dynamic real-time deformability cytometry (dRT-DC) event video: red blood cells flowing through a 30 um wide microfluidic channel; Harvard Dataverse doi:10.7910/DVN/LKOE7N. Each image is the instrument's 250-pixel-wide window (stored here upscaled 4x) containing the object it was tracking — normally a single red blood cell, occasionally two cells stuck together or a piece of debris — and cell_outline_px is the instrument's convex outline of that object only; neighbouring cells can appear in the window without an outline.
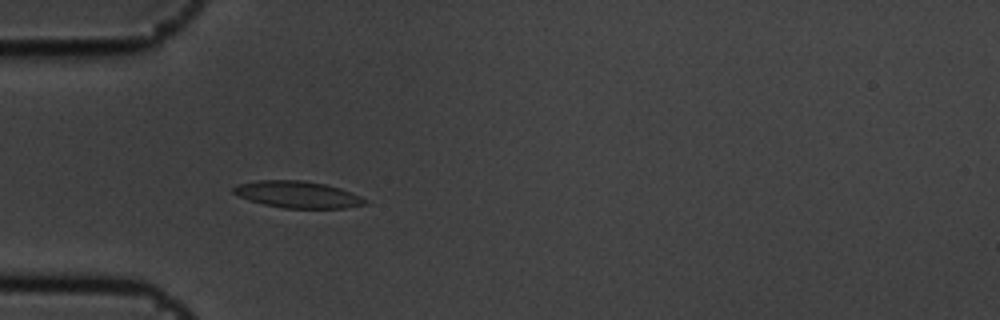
{"species": "common noctule bat (a hibernating species)", "species_latin": "Nyctalus noctula", "temperature_condition": "cold", "stored_images_in_passage": 6, "camera_frame_rate_fps": 3000, "um_per_image_px": 0.085, "animal": {"sex": "male", "body_mass_g": 19.5, "forearm_length_mm": 54.6}, "frame": {"image": 1, "passage_image": 5, "time_ms": 1.333, "image_size_px": [1000, 320], "cell_outline_px": [[368, 204], [344, 208], [284, 208], [264, 204], [240, 196], [232, 192], [232, 188], [240, 184], [256, 180], [304, 180], [324, 184], [340, 188], [360, 196], [368, 200]], "centroid_in_image_um": [25.34, 16.53], "position_along_channel_um": 59.7, "area_um2": 20.35}}
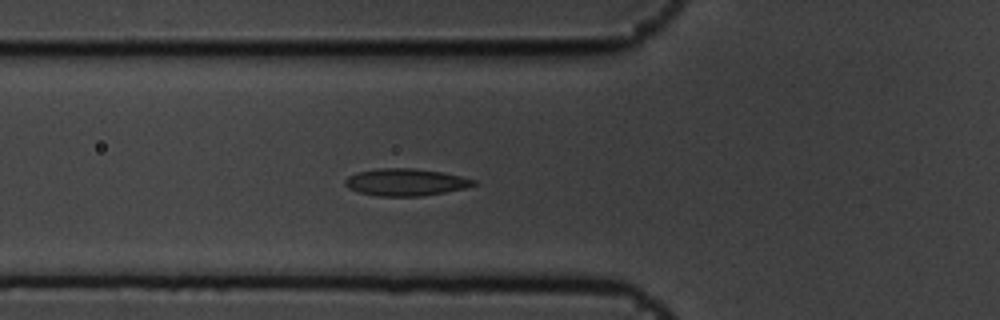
{"frame": {"image": 2, "passage_image": 6, "time_ms": 1.667, "image_size_px": [1000, 320], "cell_outline_px": [[476, 184], [468, 188], [420, 196], [380, 196], [360, 192], [348, 188], [344, 184], [344, 180], [348, 176], [356, 172], [376, 168], [412, 168], [440, 172], [460, 176], [476, 180]], "centroid_in_image_um": [34.46, 15.48], "position_along_channel_um": 91.3, "area_um2": 20.29}}